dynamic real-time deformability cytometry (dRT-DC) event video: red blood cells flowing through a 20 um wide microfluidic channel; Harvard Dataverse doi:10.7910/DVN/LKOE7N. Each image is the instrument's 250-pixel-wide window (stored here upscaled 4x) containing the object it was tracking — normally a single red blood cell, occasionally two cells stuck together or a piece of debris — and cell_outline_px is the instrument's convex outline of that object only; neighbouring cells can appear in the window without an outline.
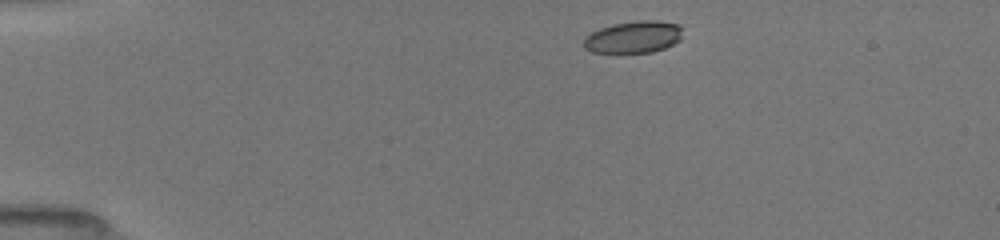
{"species": "common noctule bat (a hibernating species)", "species_latin": "Nyctalus noctula", "temperature_condition": "room temperature", "stored_images_in_passage": 4, "camera_frame_rate_fps": 3000, "um_per_image_px": 0.085, "animal": {"sex": "female", "body_mass_g": 19.5, "forearm_length_mm": 54.1}, "frame": {"image": 1, "passage_image": 1, "time_ms": 0.0, "image_size_px": [1000, 240], "cell_outline_px": [[680, 40], [664, 48], [652, 52], [592, 52], [584, 48], [584, 36], [600, 28], [612, 24], [640, 20], [656, 20], [680, 24]], "centroid_in_image_um": [53.83, 3.14], "position_along_channel_um": 31.2, "area_um2": 18.32}}
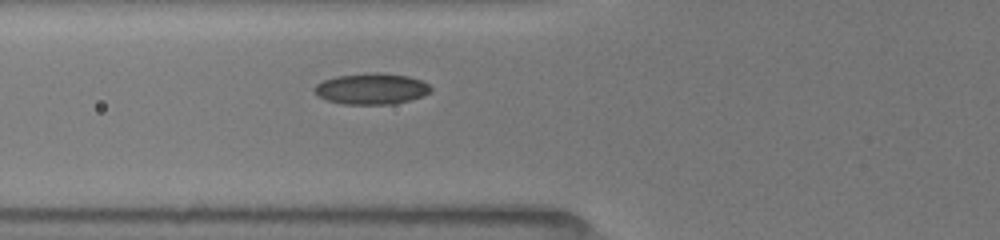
{"frame": {"image": 2, "passage_image": 4, "time_ms": 3.333, "image_size_px": [1000, 240], "cell_outline_px": [[432, 92], [424, 96], [392, 104], [340, 104], [324, 100], [316, 96], [312, 88], [316, 84], [324, 80], [336, 76], [372, 72], [380, 72], [408, 76], [420, 80], [428, 84], [432, 88]], "centroid_in_image_um": [31.54, 7.55], "position_along_channel_um": 94.3, "area_um2": 21.39}}